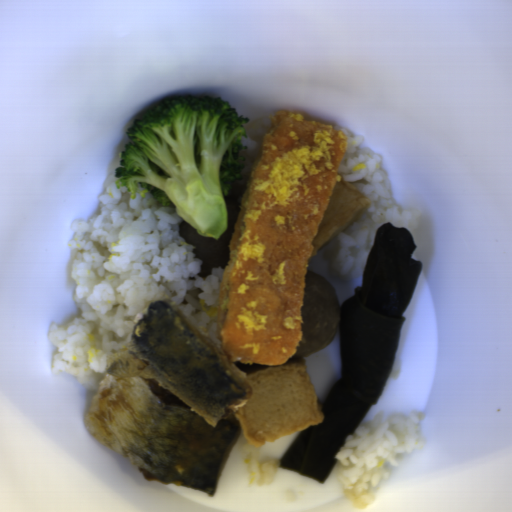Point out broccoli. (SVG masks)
Listing matches in <instances>:
<instances>
[{
    "instance_id": "broccoli-1",
    "label": "broccoli",
    "mask_w": 512,
    "mask_h": 512,
    "mask_svg": "<svg viewBox=\"0 0 512 512\" xmlns=\"http://www.w3.org/2000/svg\"><path fill=\"white\" fill-rule=\"evenodd\" d=\"M248 121L220 97L161 100L128 128L133 143L121 152L115 188L126 187L131 199L150 193L196 233L219 239L228 228L225 198L243 174L238 161L245 160Z\"/></svg>"
}]
</instances>
